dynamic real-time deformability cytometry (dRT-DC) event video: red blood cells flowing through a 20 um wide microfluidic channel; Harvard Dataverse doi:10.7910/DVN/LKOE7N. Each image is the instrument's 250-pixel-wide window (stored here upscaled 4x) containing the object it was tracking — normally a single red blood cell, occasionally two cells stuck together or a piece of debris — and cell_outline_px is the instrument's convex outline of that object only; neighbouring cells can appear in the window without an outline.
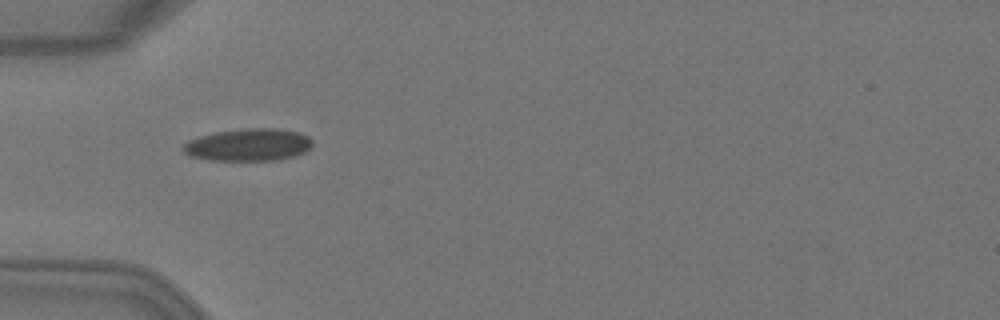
{"species": "Egyptian fruit bat (a non-hibernating species)", "species_latin": "Rousettus aegyptiacus", "temperature_condition": "warm", "stored_images_in_passage": 5, "camera_frame_rate_fps": 3000, "um_per_image_px": 0.085, "animal": {"sex": "female"}, "frame": {"image": 1, "passage_image": 3, "time_ms": 0.667, "image_size_px": [1000, 320], "cell_outline_px": [[312, 148], [296, 156], [280, 160], [208, 160], [188, 156], [180, 148], [188, 140], [200, 136], [216, 132], [244, 128], [272, 128], [300, 132], [308, 136], [312, 140]], "centroid_in_image_um": [21.12, 12.31], "position_along_channel_um": 63.9, "area_um2": 24.68}}
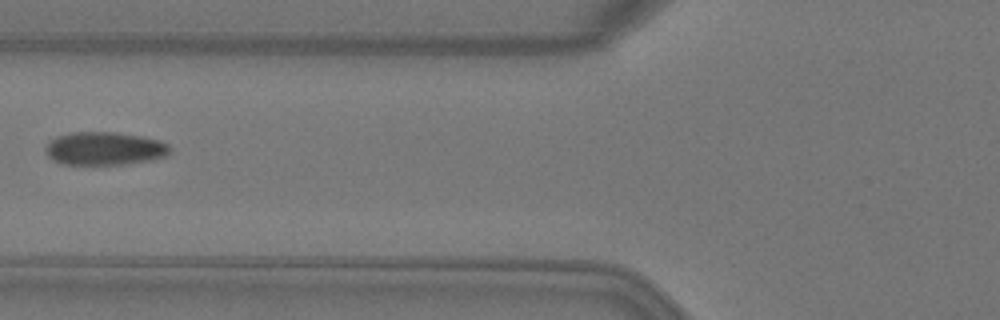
{"frame": {"image": 2, "passage_image": 4, "time_ms": 1.0, "image_size_px": [1000, 320], "cell_outline_px": [[168, 152], [164, 156], [148, 160], [124, 164], [64, 164], [52, 160], [48, 156], [44, 148], [48, 140], [56, 136], [68, 132], [116, 132], [144, 136], [160, 140], [168, 144]], "centroid_in_image_um": [8.82, 12.6], "position_along_channel_um": 117.0, "area_um2": 24.1}}
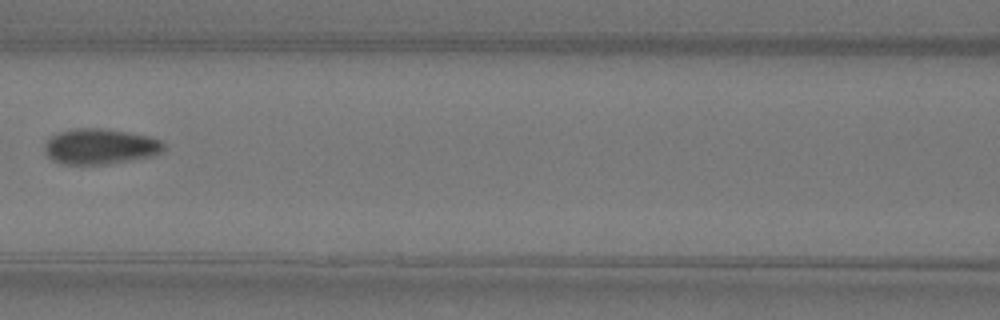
{"frame": {"image": 3, "passage_image": 5, "time_ms": 1.333, "image_size_px": [1000, 320], "cell_outline_px": [[168, 148], [152, 156], [108, 164], [64, 164], [52, 160], [48, 156], [44, 148], [44, 144], [52, 136], [60, 132], [72, 128], [104, 128], [128, 132], [148, 136], [160, 140]], "centroid_in_image_um": [8.52, 12.44], "position_along_channel_um": 158.1, "area_um2": 24.68}}